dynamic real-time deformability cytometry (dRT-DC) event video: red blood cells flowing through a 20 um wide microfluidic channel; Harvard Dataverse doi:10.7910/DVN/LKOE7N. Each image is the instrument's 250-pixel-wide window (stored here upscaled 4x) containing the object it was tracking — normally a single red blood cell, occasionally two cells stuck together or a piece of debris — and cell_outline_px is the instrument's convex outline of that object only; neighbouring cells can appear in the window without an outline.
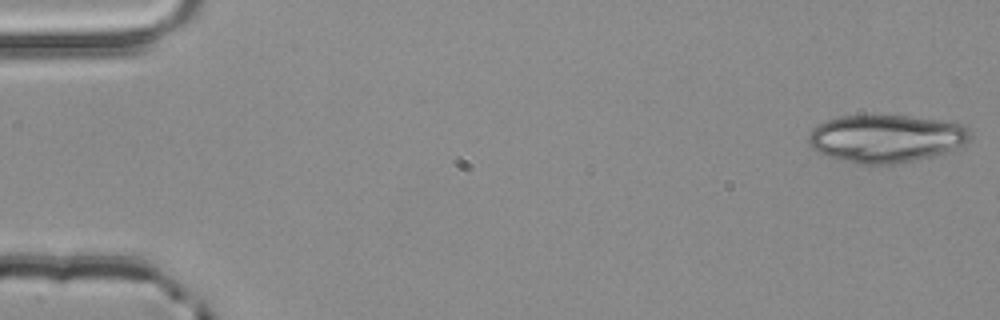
{"species": "common noctule bat (a hibernating species)", "species_latin": "Nyctalus noctula", "temperature_condition": "room temperature", "stored_images_in_passage": 3, "camera_frame_rate_fps": 3000, "um_per_image_px": 0.085, "animal": {"sex": "male", "body_mass_g": 20.4}, "frame": {"image": 1, "passage_image": 1, "time_ms": 0.0, "image_size_px": [1000, 320], "cell_outline_px": [[972, 136], [964, 144], [944, 152], [896, 164], [856, 164], [828, 156], [812, 148], [808, 144], [808, 136], [812, 128], [816, 124], [824, 120], [840, 116], [908, 116], [952, 120], [964, 124], [972, 132]], "centroid_in_image_um": [75.32, 11.75], "position_along_channel_um": 9.7, "area_um2": 45.2}}